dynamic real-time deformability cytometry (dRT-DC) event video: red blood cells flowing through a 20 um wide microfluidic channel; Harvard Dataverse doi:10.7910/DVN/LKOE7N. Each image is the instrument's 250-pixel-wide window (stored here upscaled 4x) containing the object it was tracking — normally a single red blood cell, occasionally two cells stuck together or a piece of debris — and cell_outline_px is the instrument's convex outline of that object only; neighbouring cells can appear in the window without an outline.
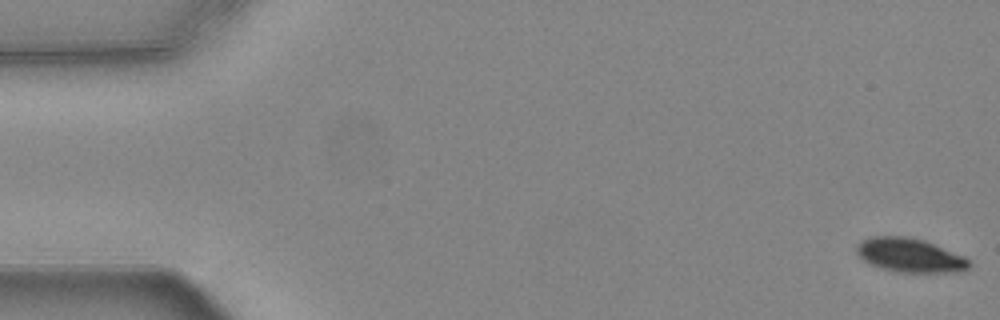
{"species": "common noctule bat (a hibernating species)", "species_latin": "Nyctalus noctula", "temperature_condition": "warm", "stored_images_in_passage": 15, "camera_frame_rate_fps": 3000, "um_per_image_px": 0.085, "animal": {"sex": "female", "body_mass_g": 24.6, "forearm_length_mm": 56.2}, "frame": {"image": 1, "passage_image": 1, "time_ms": 0.0, "image_size_px": [1000, 320], "cell_outline_px": [[972, 264], [964, 272], [896, 272], [872, 264], [864, 260], [856, 252], [856, 244], [860, 240], [872, 236], [904, 236], [924, 240], [964, 256]], "centroid_in_image_um": [77.35, 21.69], "position_along_channel_um": 7.7, "area_um2": 22.25}}
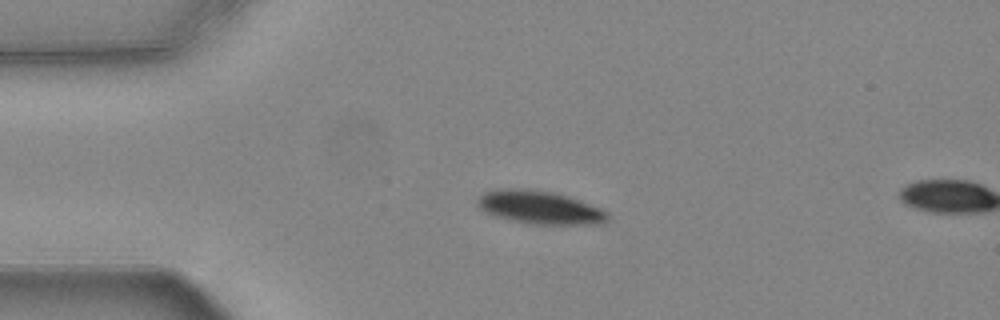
{"frame": {"image": 2, "passage_image": 13, "time_ms": 4.0, "image_size_px": [1000, 320], "cell_outline_px": [[608, 220], [600, 224], [528, 224], [496, 216], [480, 208], [476, 204], [476, 200], [484, 192], [496, 188], [528, 188], [552, 192], [568, 196], [580, 200], [600, 208], [608, 212]], "centroid_in_image_um": [45.87, 17.61], "position_along_channel_um": 39.1, "area_um2": 25.26}}